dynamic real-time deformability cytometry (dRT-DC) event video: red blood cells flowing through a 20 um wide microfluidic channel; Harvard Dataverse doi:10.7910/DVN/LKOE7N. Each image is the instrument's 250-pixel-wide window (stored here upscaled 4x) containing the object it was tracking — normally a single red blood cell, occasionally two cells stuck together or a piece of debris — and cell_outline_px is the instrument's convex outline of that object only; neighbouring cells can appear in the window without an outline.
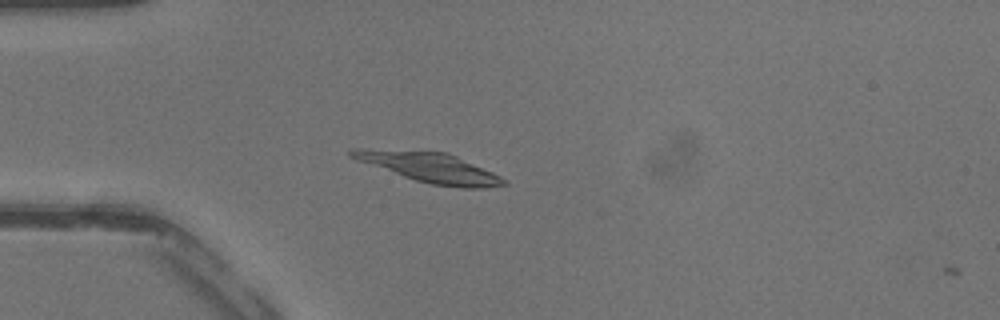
{"species": "common noctule bat (a hibernating species)", "species_latin": "Nyctalus noctula", "temperature_condition": "warm", "stored_images_in_passage": 2, "camera_frame_rate_fps": 3000, "um_per_image_px": 0.085, "animal": {"sex": "male", "body_mass_g": 13.3}, "frame": {"image": 1, "passage_image": 1, "time_ms": 0.0, "image_size_px": [1000, 320], "cell_outline_px": [[508, 184], [484, 188], [460, 188], [432, 184], [416, 180], [356, 160], [348, 156], [348, 152], [352, 148], [364, 148], [448, 152], [492, 172], [508, 180]], "centroid_in_image_um": [36.53, 14.22], "position_along_channel_um": 48.5, "area_um2": 26.3}}